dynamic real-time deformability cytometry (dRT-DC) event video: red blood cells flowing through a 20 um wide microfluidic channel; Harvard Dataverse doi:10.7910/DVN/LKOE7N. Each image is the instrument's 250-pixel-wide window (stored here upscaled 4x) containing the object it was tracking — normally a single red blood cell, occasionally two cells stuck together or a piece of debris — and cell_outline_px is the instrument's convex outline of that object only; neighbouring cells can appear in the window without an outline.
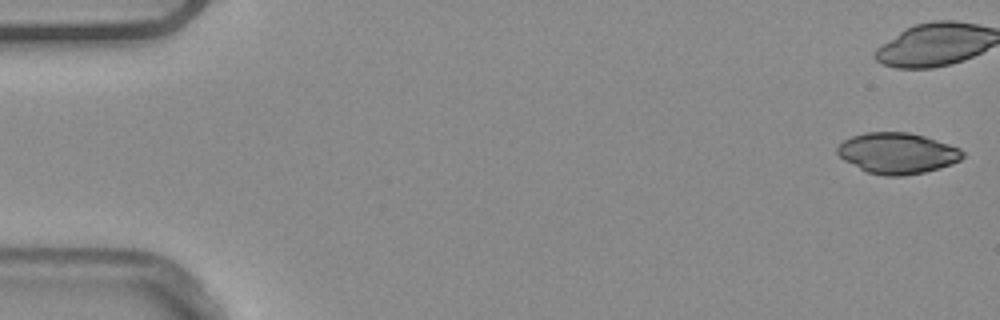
{"species": "common noctule bat (a hibernating species)", "species_latin": "Nyctalus noctula", "temperature_condition": "warm", "stored_images_in_passage": 40, "camera_frame_rate_fps": 3000, "um_per_image_px": 0.085, "animal": {"sex": "male", "body_mass_g": 20.4}, "frame": {"image": 1, "passage_image": 1, "time_ms": 0.0, "image_size_px": [1000, 320], "cell_outline_px": [[964, 156], [960, 160], [952, 164], [940, 168], [924, 172], [904, 176], [884, 176], [868, 172], [844, 160], [836, 152], [836, 148], [844, 140], [852, 136], [864, 132], [908, 132], [924, 136], [960, 148], [964, 152]], "centroid_in_image_um": [76.28, 13.02], "position_along_channel_um": 8.7, "area_um2": 29.82}}